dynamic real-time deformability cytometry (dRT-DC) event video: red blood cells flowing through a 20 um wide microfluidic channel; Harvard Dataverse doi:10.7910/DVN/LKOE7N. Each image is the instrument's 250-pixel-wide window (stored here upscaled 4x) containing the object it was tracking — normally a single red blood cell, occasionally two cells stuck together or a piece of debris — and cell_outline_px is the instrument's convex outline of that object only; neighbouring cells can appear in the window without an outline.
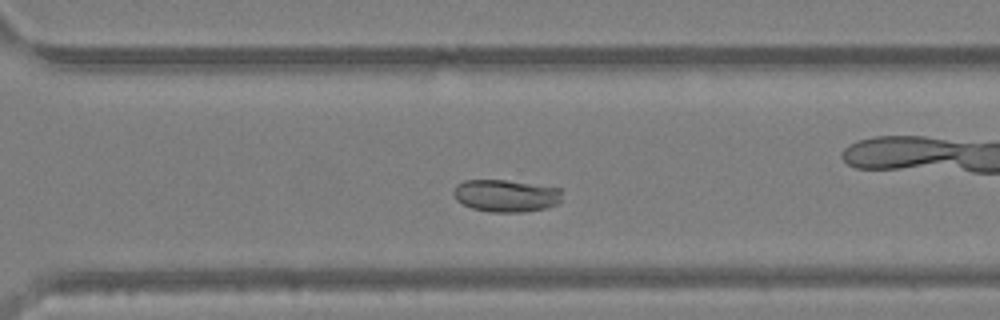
{"species": "Egyptian fruit bat (a non-hibernating species)", "species_latin": "Rousettus aegyptiacus", "temperature_condition": "warm", "stored_images_in_passage": 52, "camera_frame_rate_fps": 3000, "um_per_image_px": 0.085, "animal": {"sex": "female"}, "frame": {"image": 1, "passage_image": 37, "time_ms": 12.0, "image_size_px": [1000, 320], "cell_outline_px": [[560, 204], [548, 208], [524, 212], [488, 212], [472, 208], [456, 200], [452, 192], [456, 184], [464, 180], [504, 180], [560, 188]], "centroid_in_image_um": [42.99, 16.64], "position_along_channel_um": 327.6, "area_um2": 20.52}, "authors_computed_cell_mechanics": {"area_um2": 24.1026, "velocity_mm_per_s": 4.0921, "shape_relaxation_time_tau1_ms": 7.2894, "shape_relaxation_time_tau2_ms": null, "deformation_change_tau1": 0.1758, "deformation_change_tau2": null}}